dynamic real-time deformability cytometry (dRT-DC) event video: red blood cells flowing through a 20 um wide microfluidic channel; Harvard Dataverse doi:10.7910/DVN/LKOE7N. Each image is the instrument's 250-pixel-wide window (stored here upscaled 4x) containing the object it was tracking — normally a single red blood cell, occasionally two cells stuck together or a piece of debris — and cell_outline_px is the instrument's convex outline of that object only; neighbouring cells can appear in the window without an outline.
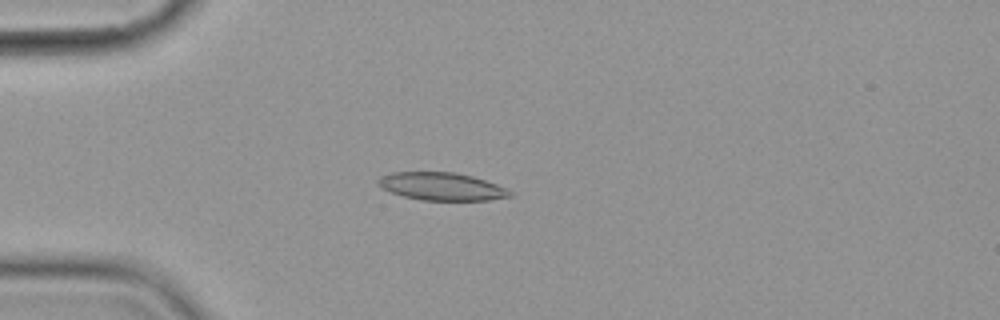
{"species": "common noctule bat (a hibernating species)", "species_latin": "Nyctalus noctula", "temperature_condition": "cold", "stored_images_in_passage": 7, "camera_frame_rate_fps": 3000, "um_per_image_px": 0.085, "animal": {"sex": "female", "body_mass_g": 19.9}, "frame": {"image": 1, "passage_image": 4, "time_ms": 4.0, "image_size_px": [1000, 320], "cell_outline_px": [[512, 196], [488, 200], [420, 200], [404, 196], [380, 188], [376, 184], [376, 180], [380, 176], [392, 172], [456, 172], [472, 176], [496, 184], [512, 192]], "centroid_in_image_um": [37.48, 15.84], "position_along_channel_um": 47.5, "area_um2": 21.33}}
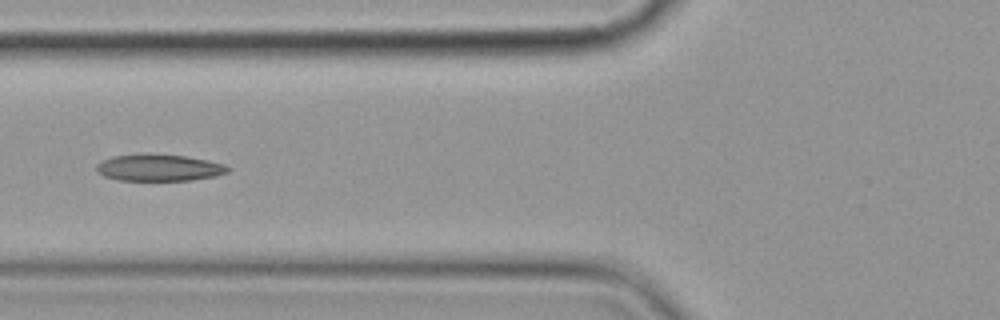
{"frame": {"image": 2, "passage_image": 6, "time_ms": 6.333, "image_size_px": [1000, 320], "cell_outline_px": [[232, 168], [228, 172], [216, 176], [192, 180], [120, 180], [104, 176], [96, 172], [96, 164], [100, 160], [112, 156], [140, 152], [148, 152], [184, 156], [208, 160], [224, 164]], "centroid_in_image_um": [13.48, 14.22], "position_along_channel_um": 112.3, "area_um2": 21.04}}
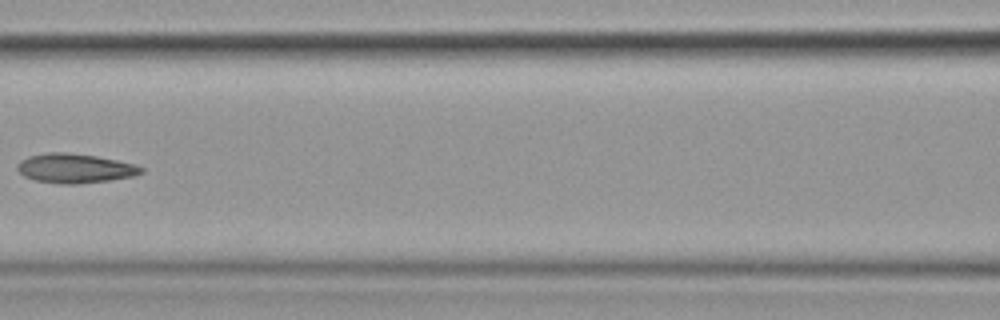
{"frame": {"image": 3, "passage_image": 7, "time_ms": 7.667, "image_size_px": [1000, 320], "cell_outline_px": [[144, 172], [136, 176], [108, 180], [76, 184], [60, 184], [36, 180], [24, 176], [16, 168], [16, 164], [20, 160], [28, 156], [48, 152], [64, 152], [96, 156], [136, 164], [144, 168]], "centroid_in_image_um": [6.37, 14.3], "position_along_channel_um": 160.2, "area_um2": 21.27}}